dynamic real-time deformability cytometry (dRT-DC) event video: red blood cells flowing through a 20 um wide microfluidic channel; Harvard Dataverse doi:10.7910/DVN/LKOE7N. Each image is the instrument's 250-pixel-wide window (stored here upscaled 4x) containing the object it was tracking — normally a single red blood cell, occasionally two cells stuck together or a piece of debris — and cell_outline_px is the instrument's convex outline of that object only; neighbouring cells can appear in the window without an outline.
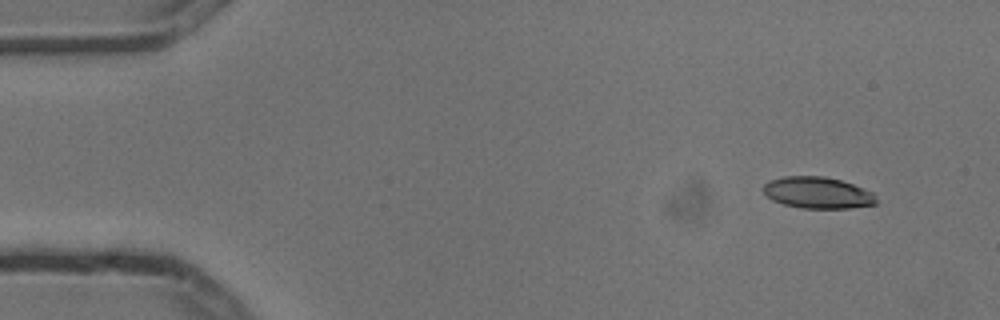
{"species": "common noctule bat (a hibernating species)", "species_latin": "Nyctalus noctula", "temperature_condition": "cold", "stored_images_in_passage": 5, "camera_frame_rate_fps": 3000, "um_per_image_px": 0.085, "animal": {"sex": "male", "body_mass_g": 13.3}, "frame": {"image": 1, "passage_image": 2, "time_ms": 0.333, "image_size_px": [1000, 320], "cell_outline_px": [[876, 204], [848, 208], [804, 208], [784, 204], [772, 200], [764, 192], [764, 184], [772, 180], [784, 176], [824, 176], [840, 180], [852, 184], [872, 192], [876, 200]], "centroid_in_image_um": [69.49, 16.38], "position_along_channel_um": 15.5, "area_um2": 20.4}}
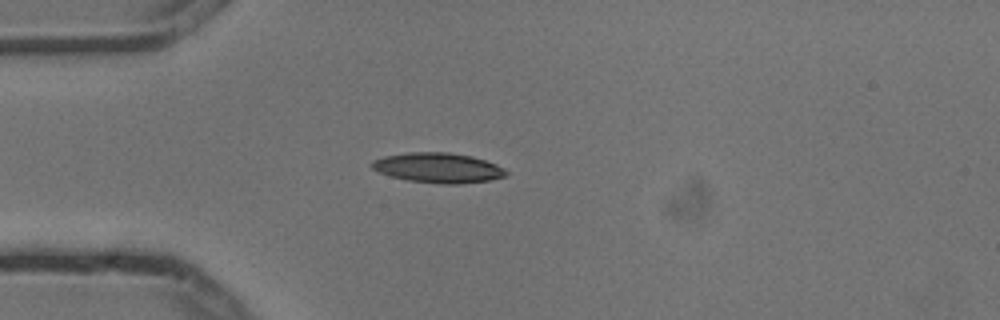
{"frame": {"image": 2, "passage_image": 5, "time_ms": 1.333, "image_size_px": [1000, 320], "cell_outline_px": [[508, 172], [504, 176], [488, 180], [456, 184], [444, 184], [408, 180], [392, 176], [380, 172], [372, 168], [372, 160], [384, 156], [408, 152], [448, 152], [472, 156], [496, 164], [504, 168]], "centroid_in_image_um": [37.24, 14.25], "position_along_channel_um": 47.8, "area_um2": 23.18}}